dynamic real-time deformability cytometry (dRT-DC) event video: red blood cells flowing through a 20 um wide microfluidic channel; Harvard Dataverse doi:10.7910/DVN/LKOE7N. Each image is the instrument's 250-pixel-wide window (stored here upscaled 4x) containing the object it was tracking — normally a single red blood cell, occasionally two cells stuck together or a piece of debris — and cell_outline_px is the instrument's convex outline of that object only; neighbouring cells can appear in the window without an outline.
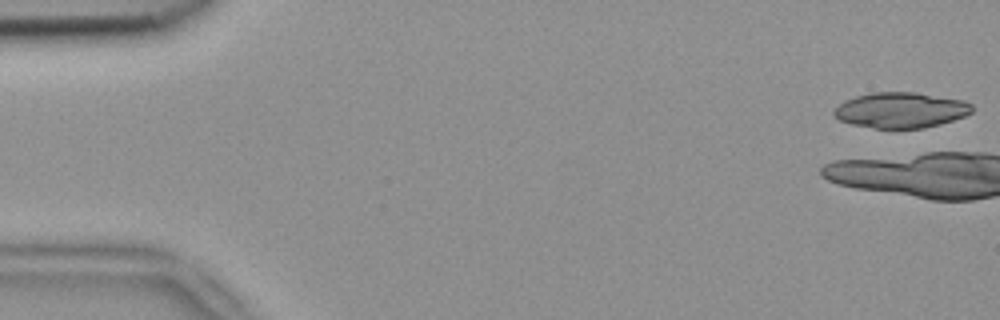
{"species": "common noctule bat (a hibernating species)", "species_latin": "Nyctalus noctula", "temperature_condition": "room temperature", "stored_images_in_passage": 7, "camera_frame_rate_fps": 3000, "um_per_image_px": 0.085, "animal": {"sex": "female", "body_mass_g": 18.4}, "frame": {"image": 1, "passage_image": 1, "time_ms": 0.0, "image_size_px": [1000, 320], "cell_outline_px": [[972, 112], [964, 116], [940, 124], [924, 128], [872, 128], [852, 124], [840, 120], [832, 116], [832, 108], [844, 100], [856, 96], [872, 92], [916, 92], [964, 100], [972, 104]], "centroid_in_image_um": [76.52, 9.35], "position_along_channel_um": 8.5, "area_um2": 28.84}}